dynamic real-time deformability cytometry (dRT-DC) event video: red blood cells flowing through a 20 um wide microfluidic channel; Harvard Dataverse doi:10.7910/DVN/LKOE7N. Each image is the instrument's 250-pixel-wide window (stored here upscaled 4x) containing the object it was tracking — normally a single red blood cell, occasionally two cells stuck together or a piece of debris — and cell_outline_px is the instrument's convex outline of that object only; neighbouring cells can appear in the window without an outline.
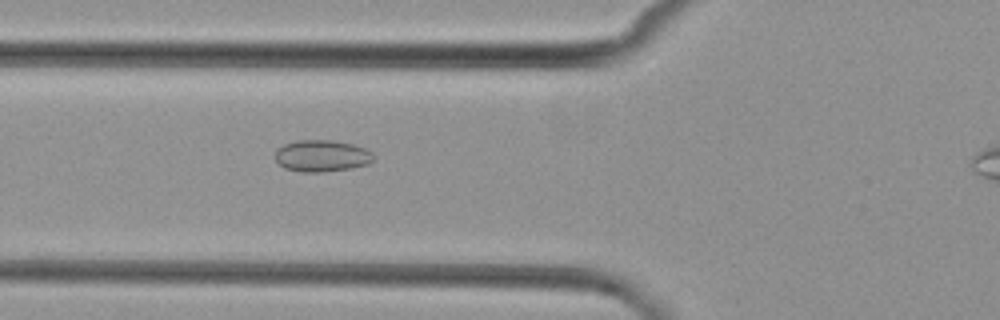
{"species": "common noctule bat (a hibernating species)", "species_latin": "Nyctalus noctula", "temperature_condition": "cold", "stored_images_in_passage": 7, "camera_frame_rate_fps": 3000, "um_per_image_px": 0.085, "animal": {"sex": "female", "body_mass_g": 29.2, "forearm_length_mm": 56.3}, "frame": {"image": 1, "passage_image": 6, "time_ms": 6.333, "image_size_px": [1000, 320], "cell_outline_px": [[376, 156], [368, 164], [352, 168], [324, 172], [300, 172], [284, 168], [276, 160], [276, 148], [284, 144], [296, 140], [332, 140], [352, 144], [364, 148], [372, 152]], "centroid_in_image_um": [27.35, 13.25], "position_along_channel_um": 98.4, "area_um2": 18.32}}